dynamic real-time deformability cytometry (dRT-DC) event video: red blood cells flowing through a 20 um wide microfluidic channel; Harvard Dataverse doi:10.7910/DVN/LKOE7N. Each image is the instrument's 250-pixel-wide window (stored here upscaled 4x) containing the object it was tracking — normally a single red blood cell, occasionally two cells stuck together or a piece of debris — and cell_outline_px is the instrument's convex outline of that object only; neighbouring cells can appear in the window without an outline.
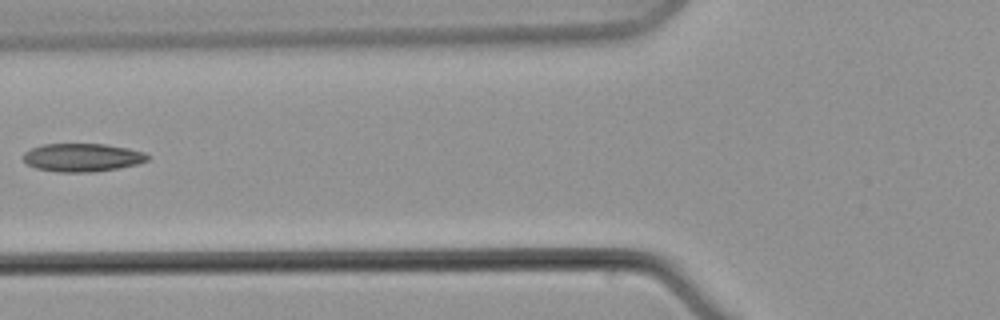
{"species": "common noctule bat (a hibernating species)", "species_latin": "Nyctalus noctula", "temperature_condition": "warm", "stored_images_in_passage": 8, "camera_frame_rate_fps": 3000, "um_per_image_px": 0.085, "animal": {"sex": "male", "body_mass_g": 21.5, "forearm_length_mm": 52.0}, "frame": {"image": 1, "passage_image": 6, "time_ms": 7.333, "image_size_px": [1000, 320], "cell_outline_px": [[148, 160], [136, 164], [96, 172], [60, 172], [36, 168], [28, 164], [24, 160], [24, 152], [32, 148], [44, 144], [104, 144], [128, 148], [144, 152], [148, 156]], "centroid_in_image_um": [6.99, 13.38], "position_along_channel_um": 118.8, "area_um2": 20.23}}